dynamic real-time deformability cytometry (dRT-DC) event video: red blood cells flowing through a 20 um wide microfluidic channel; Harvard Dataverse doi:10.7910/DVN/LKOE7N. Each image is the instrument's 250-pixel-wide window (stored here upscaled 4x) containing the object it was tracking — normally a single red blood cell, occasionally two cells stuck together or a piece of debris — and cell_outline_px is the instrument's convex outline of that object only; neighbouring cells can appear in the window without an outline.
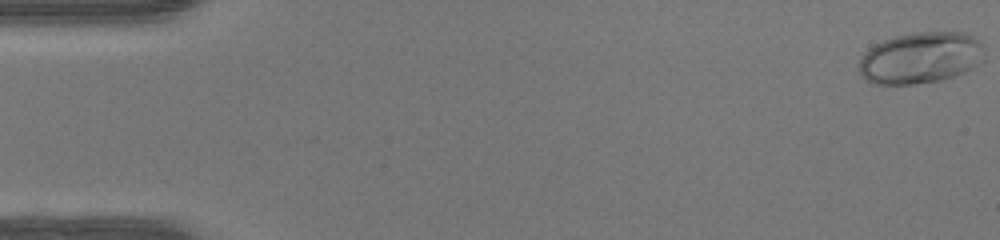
{"species": "human", "species_latin": "Homo sapiens", "temperature_condition": "warm", "stored_images_in_passage": 48, "camera_frame_rate_fps": 3000, "um_per_image_px": 0.085, "donor": {"sex": "female"}, "frame": {"image": 1, "passage_image": 1, "time_ms": 0.0, "image_size_px": [1000, 240], "cell_outline_px": [[984, 60], [972, 68], [964, 72], [940, 80], [912, 84], [872, 84], [860, 76], [856, 64], [860, 56], [868, 48], [884, 40], [896, 36], [912, 32], [964, 32], [980, 40], [984, 44]], "centroid_in_image_um": [78.22, 4.91], "position_along_channel_um": 6.8, "area_um2": 38.15}}
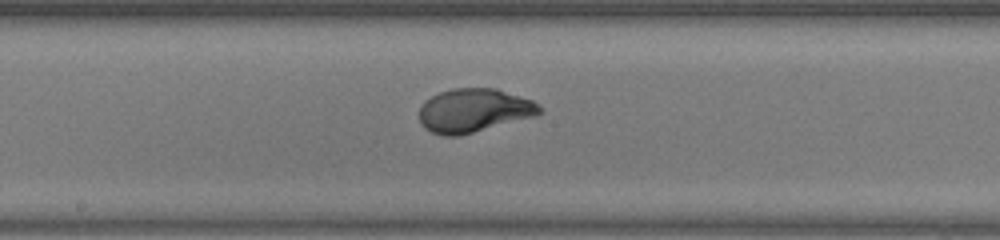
{"frame": {"image": 2, "passage_image": 26, "time_ms": 8.333, "image_size_px": [1000, 240], "cell_outline_px": [[544, 112], [536, 116], [460, 136], [444, 136], [432, 132], [424, 128], [420, 124], [420, 104], [424, 100], [440, 92], [452, 88], [496, 88], [532, 100], [544, 108]], "centroid_in_image_um": [40.29, 9.39], "position_along_channel_um": 207.9, "area_um2": 30.98}}
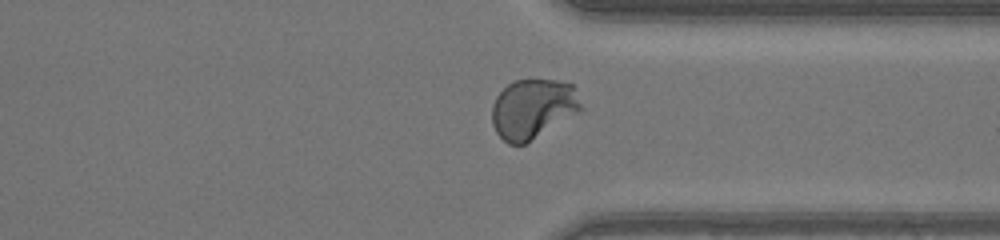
{"frame": {"image": 3, "passage_image": 37, "time_ms": 12.0, "image_size_px": [1000, 240], "cell_outline_px": [[584, 108], [580, 112], [524, 144], [508, 144], [496, 132], [492, 124], [492, 104], [496, 96], [512, 80], [556, 80], [572, 84], [576, 88]], "centroid_in_image_um": [45.32, 9.23], "position_along_channel_um": 366.1, "area_um2": 31.15}, "authors_computed_cell_mechanics": {"area_um2": 30.923, "velocity_mm_per_s": 4.3169, "shape_relaxation_time_tau1_ms": 3.6513, "shape_relaxation_time_tau2_ms": null, "deformation_change_tau1": 0.2165, "deformation_change_tau2": null}}